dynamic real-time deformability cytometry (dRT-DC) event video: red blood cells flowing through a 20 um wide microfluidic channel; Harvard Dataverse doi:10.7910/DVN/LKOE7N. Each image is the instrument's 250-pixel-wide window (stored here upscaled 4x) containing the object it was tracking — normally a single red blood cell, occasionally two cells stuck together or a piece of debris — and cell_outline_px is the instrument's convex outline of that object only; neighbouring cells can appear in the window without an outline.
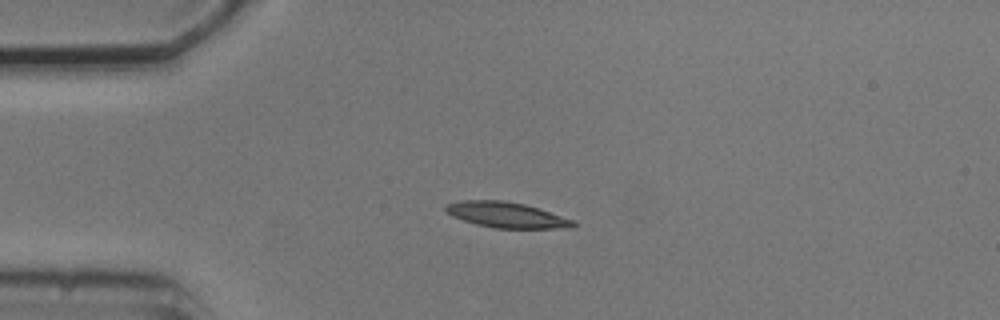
{"species": "common noctule bat (a hibernating species)", "species_latin": "Nyctalus noctula", "temperature_condition": "cold", "stored_images_in_passage": 4, "camera_frame_rate_fps": 3000, "um_per_image_px": 0.085, "animal": {"sex": "male", "body_mass_g": 20.5, "forearm_length_mm": 52.5}, "frame": {"image": 1, "passage_image": 3, "time_ms": 2.333, "image_size_px": [1000, 320], "cell_outline_px": [[576, 228], [492, 228], [476, 224], [452, 216], [444, 208], [448, 204], [460, 200], [504, 200], [524, 204], [576, 220]], "centroid_in_image_um": [43.1, 18.27], "position_along_channel_um": 41.9, "area_um2": 19.02}}